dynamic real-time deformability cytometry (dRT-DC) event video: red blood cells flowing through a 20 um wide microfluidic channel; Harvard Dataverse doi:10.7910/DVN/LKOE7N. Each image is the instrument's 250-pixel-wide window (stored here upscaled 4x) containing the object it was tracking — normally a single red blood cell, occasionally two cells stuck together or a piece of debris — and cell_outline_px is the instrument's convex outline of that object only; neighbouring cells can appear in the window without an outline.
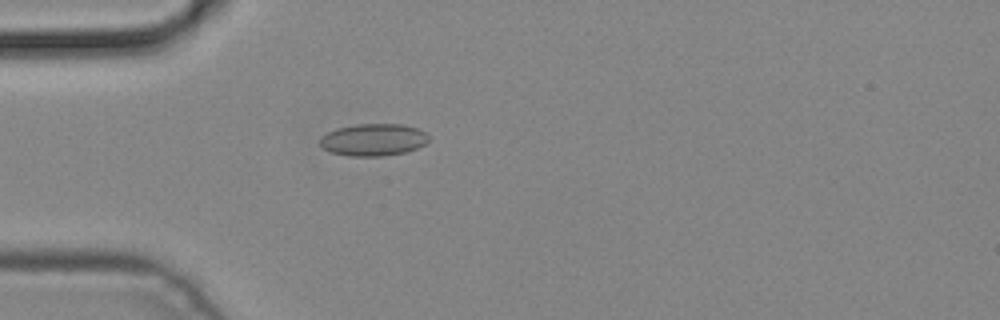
{"species": "common noctule bat (a hibernating species)", "species_latin": "Nyctalus noctula", "temperature_condition": "cold", "stored_images_in_passage": 1, "camera_frame_rate_fps": 3000, "um_per_image_px": 0.085, "animal": {"sex": "male", "body_mass_g": 19.2, "forearm_length_mm": 51.8}, "frame": {"image": 1, "passage_image": 1, "time_ms": 0.0, "image_size_px": [1000, 320], "cell_outline_px": [[428, 140], [424, 144], [416, 148], [404, 152], [380, 156], [348, 156], [332, 152], [324, 148], [320, 144], [320, 136], [336, 128], [356, 124], [404, 124], [416, 128], [424, 132], [428, 136]], "centroid_in_image_um": [31.71, 11.87], "position_along_channel_um": 53.3, "area_um2": 20.23}}